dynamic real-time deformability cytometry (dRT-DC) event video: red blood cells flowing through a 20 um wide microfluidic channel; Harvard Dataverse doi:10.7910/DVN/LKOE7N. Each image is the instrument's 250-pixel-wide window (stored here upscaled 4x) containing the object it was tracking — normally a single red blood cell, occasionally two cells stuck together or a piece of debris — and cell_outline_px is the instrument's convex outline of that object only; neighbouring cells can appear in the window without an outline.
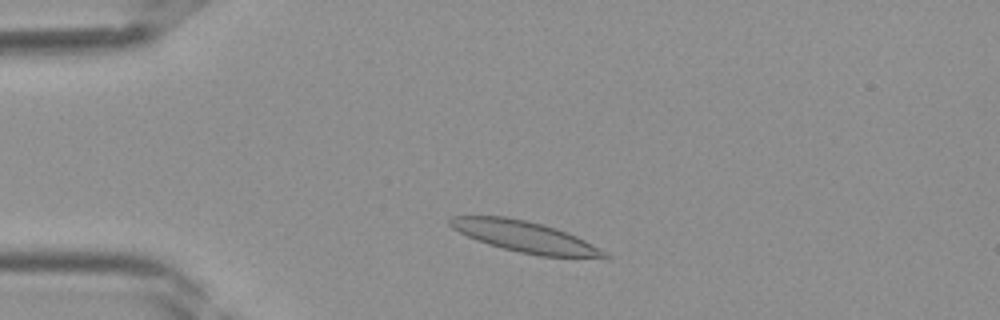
{"species": "Egyptian fruit bat (a non-hibernating species)", "species_latin": "Rousettus aegyptiacus", "temperature_condition": "room temperature", "stored_images_in_passage": 35, "camera_frame_rate_fps": 3000, "um_per_image_px": 0.085, "frame": {"image": 1, "passage_image": 5, "time_ms": 1.333, "image_size_px": [1000, 320], "cell_outline_px": [[612, 256], [608, 260], [540, 256], [520, 252], [488, 244], [468, 236], [452, 228], [448, 224], [448, 220], [452, 216], [504, 216], [524, 220], [556, 228], [576, 236], [584, 240]], "centroid_in_image_um": [44.71, 20.16], "position_along_channel_um": 40.3, "area_um2": 28.09}}
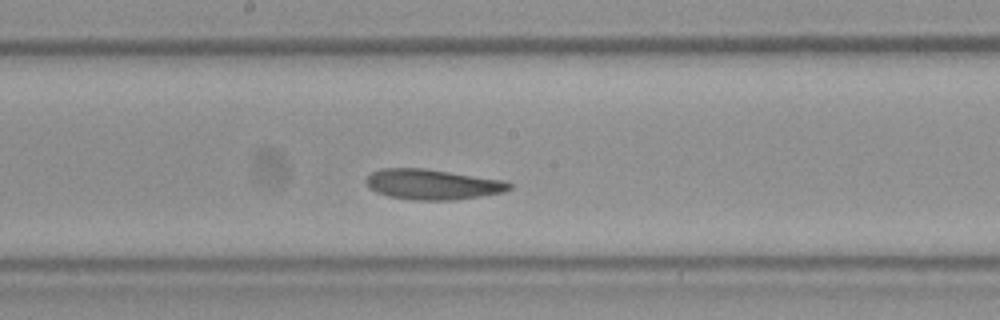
{"frame": {"image": 2, "passage_image": 17, "time_ms": 5.333, "image_size_px": [1000, 320], "cell_outline_px": [[512, 188], [504, 192], [456, 200], [412, 200], [388, 196], [376, 192], [368, 188], [364, 180], [372, 172], [380, 168], [424, 168], [504, 180], [512, 184]], "centroid_in_image_um": [36.74, 15.67], "position_along_channel_um": 211.5, "area_um2": 25.49}}
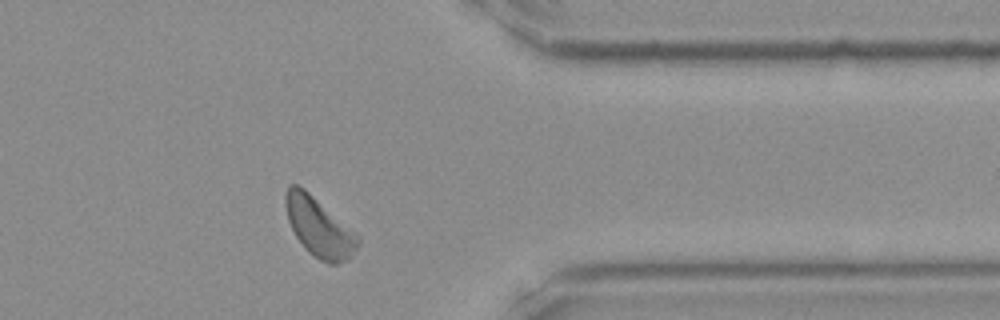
{"frame": {"image": 3, "passage_image": 28, "time_ms": 9.0, "image_size_px": [1000, 320], "cell_outline_px": [[360, 244], [348, 260], [336, 264], [328, 264], [320, 260], [308, 252], [304, 248], [296, 236], [288, 220], [284, 204], [284, 192], [288, 184], [296, 184], [304, 188], [356, 232], [360, 236]], "centroid_in_image_um": [27.12, 19.3], "position_along_channel_um": 384.3, "area_um2": 25.2}}